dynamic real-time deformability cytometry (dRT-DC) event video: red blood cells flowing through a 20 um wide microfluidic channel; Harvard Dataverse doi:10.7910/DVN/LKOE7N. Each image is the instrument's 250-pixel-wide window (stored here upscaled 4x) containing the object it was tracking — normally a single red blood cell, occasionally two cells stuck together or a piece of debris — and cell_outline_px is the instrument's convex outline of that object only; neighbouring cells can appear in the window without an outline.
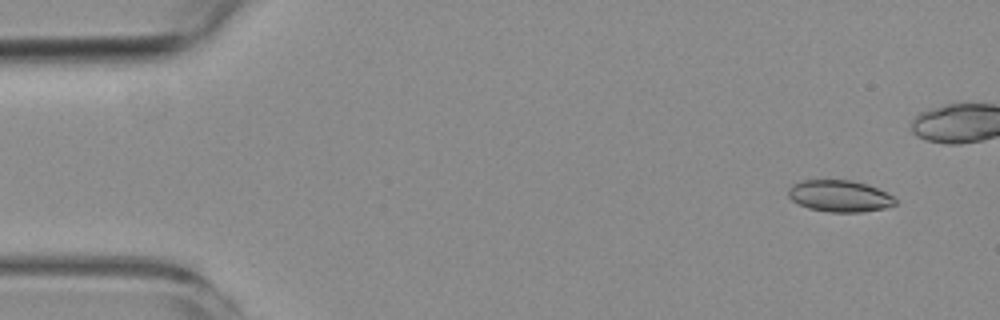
{"species": "common noctule bat (a hibernating species)", "species_latin": "Nyctalus noctula", "temperature_condition": "room temperature", "stored_images_in_passage": 10, "camera_frame_rate_fps": 3000, "um_per_image_px": 0.085, "animal": {"sex": "female", "body_mass_g": 19.3, "forearm_length_mm": 54.1}, "frame": {"image": 1, "passage_image": 1, "time_ms": 0.0, "image_size_px": [1000, 320], "cell_outline_px": [[896, 204], [884, 208], [860, 212], [828, 212], [808, 208], [792, 200], [788, 196], [788, 188], [792, 184], [804, 180], [852, 180], [868, 184], [892, 196], [896, 200]], "centroid_in_image_um": [71.34, 16.66], "position_along_channel_um": 13.7, "area_um2": 19.65}}
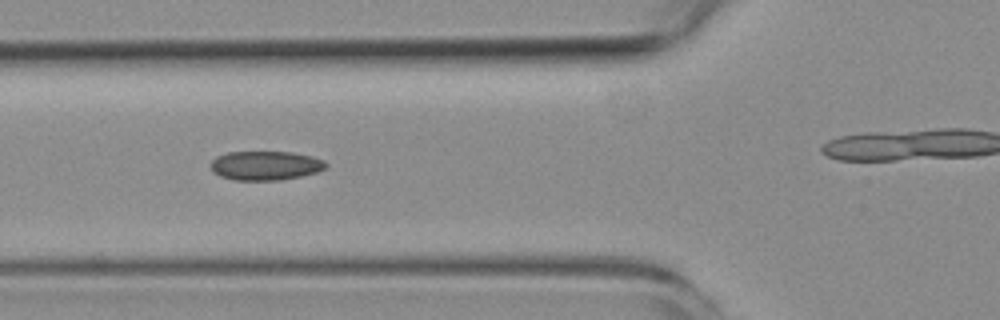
{"frame": {"image": 2, "passage_image": 5, "time_ms": 5.333, "image_size_px": [1000, 320], "cell_outline_px": [[328, 164], [324, 168], [316, 172], [300, 176], [280, 180], [236, 180], [220, 176], [212, 172], [212, 160], [216, 156], [228, 152], [292, 152], [312, 156], [324, 160]], "centroid_in_image_um": [22.56, 14.07], "position_along_channel_um": 103.2, "area_um2": 19.48}}